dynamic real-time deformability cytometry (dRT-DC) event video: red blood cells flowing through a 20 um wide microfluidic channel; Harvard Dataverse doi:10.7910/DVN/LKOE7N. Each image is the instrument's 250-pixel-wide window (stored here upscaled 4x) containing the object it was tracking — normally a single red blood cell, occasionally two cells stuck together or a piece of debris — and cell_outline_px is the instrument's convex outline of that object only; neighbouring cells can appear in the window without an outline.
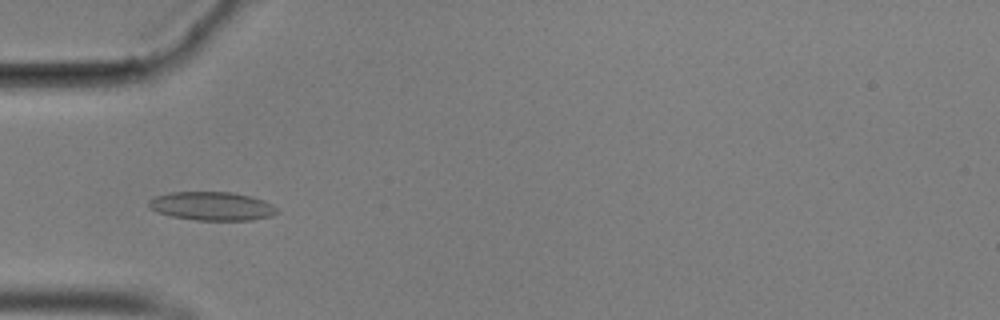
{"species": "common noctule bat (a hibernating species)", "species_latin": "Nyctalus noctula", "temperature_condition": "cold", "stored_images_in_passage": 31, "camera_frame_rate_fps": 3000, "um_per_image_px": 0.085, "animal": {"sex": "male", "body_mass_g": 17.9}, "frame": {"image": 1, "passage_image": 18, "time_ms": 5.667, "image_size_px": [1000, 320], "cell_outline_px": [[280, 212], [272, 216], [252, 220], [196, 220], [172, 216], [156, 212], [148, 208], [148, 200], [156, 196], [172, 192], [232, 192], [252, 196], [264, 200], [272, 204]], "centroid_in_image_um": [18.03, 17.52], "position_along_channel_um": 67.0, "area_um2": 21.56}}
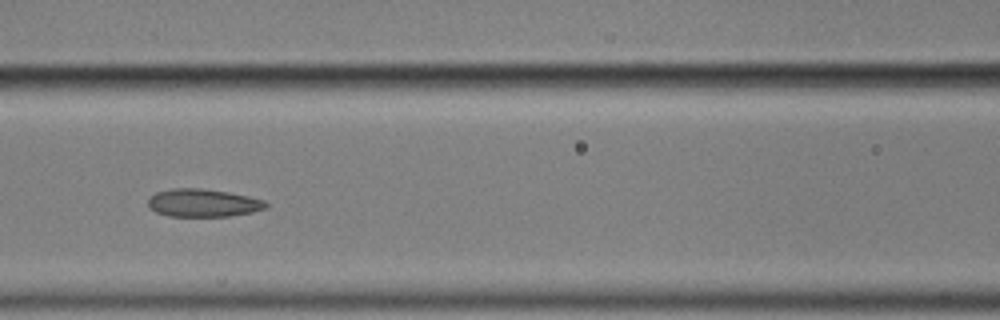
{"frame": {"image": 2, "passage_image": 25, "time_ms": 8.0, "image_size_px": [1000, 320], "cell_outline_px": [[268, 208], [252, 212], [228, 216], [168, 216], [156, 212], [148, 208], [148, 196], [156, 192], [172, 188], [204, 188], [228, 192], [248, 196], [264, 200], [268, 204]], "centroid_in_image_um": [17.23, 17.24], "position_along_channel_um": 149.4, "area_um2": 19.36}}
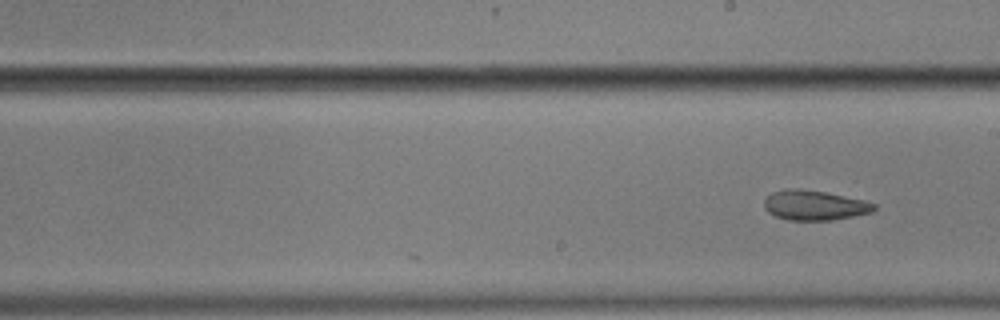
{"frame": {"image": 3, "passage_image": 31, "time_ms": 10.0, "image_size_px": [1000, 320], "cell_outline_px": [[876, 208], [872, 212], [832, 220], [788, 220], [776, 216], [768, 212], [764, 208], [764, 200], [772, 192], [788, 188], [800, 188], [828, 192], [864, 200], [876, 204]], "centroid_in_image_um": [69.22, 17.43], "position_along_channel_um": 219.8, "area_um2": 19.25}}